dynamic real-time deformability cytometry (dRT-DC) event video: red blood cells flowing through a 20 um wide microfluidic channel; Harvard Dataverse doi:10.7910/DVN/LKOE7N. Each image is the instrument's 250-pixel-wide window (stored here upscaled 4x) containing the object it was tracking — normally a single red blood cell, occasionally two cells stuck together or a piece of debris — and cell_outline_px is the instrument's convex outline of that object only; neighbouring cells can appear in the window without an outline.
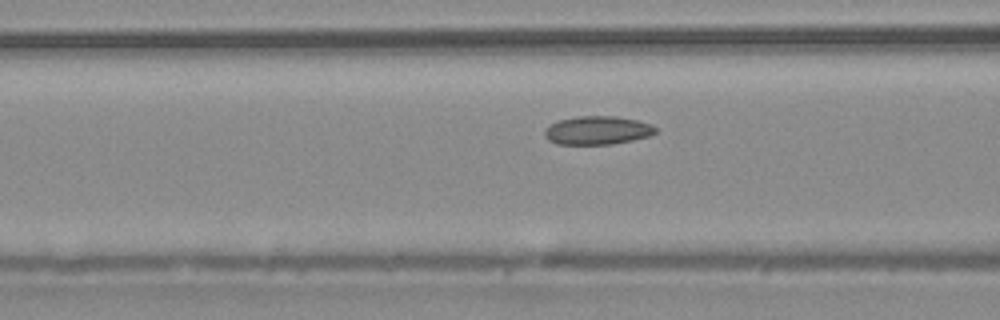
{"species": "common noctule bat (a hibernating species)", "species_latin": "Nyctalus noctula", "temperature_condition": "warm", "stored_images_in_passage": 12, "camera_frame_rate_fps": 3000, "um_per_image_px": 0.085, "animal": {"sex": "male", "body_mass_g": 20.4}, "frame": {"image": 1, "passage_image": 10, "time_ms": 3.0, "image_size_px": [1000, 320], "cell_outline_px": [[656, 132], [648, 136], [632, 140], [612, 144], [556, 144], [548, 140], [544, 136], [544, 128], [560, 120], [576, 116], [616, 116], [636, 120], [652, 124], [656, 128]], "centroid_in_image_um": [50.76, 11.08], "position_along_channel_um": 115.8, "area_um2": 18.38}}